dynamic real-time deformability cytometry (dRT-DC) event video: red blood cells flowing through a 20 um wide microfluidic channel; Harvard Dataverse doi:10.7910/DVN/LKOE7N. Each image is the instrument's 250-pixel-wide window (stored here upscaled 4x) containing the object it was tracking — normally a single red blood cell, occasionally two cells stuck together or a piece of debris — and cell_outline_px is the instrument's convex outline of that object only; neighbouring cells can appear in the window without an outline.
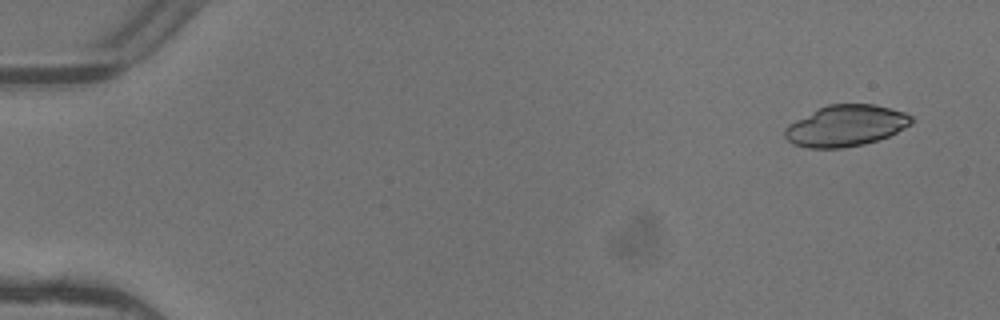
{"species": "common noctule bat (a hibernating species)", "species_latin": "Nyctalus noctula", "temperature_condition": "warm", "stored_images_in_passage": 5, "camera_frame_rate_fps": 3000, "um_per_image_px": 0.085, "animal": {"sex": "female"}, "frame": {"image": 1, "passage_image": 1, "time_ms": 0.0, "image_size_px": [1000, 320], "cell_outline_px": [[912, 124], [888, 136], [864, 144], [840, 148], [808, 148], [792, 144], [784, 136], [784, 128], [788, 124], [828, 104], [872, 104], [904, 112], [912, 116]], "centroid_in_image_um": [71.87, 10.7], "position_along_channel_um": 13.1, "area_um2": 30.11}}